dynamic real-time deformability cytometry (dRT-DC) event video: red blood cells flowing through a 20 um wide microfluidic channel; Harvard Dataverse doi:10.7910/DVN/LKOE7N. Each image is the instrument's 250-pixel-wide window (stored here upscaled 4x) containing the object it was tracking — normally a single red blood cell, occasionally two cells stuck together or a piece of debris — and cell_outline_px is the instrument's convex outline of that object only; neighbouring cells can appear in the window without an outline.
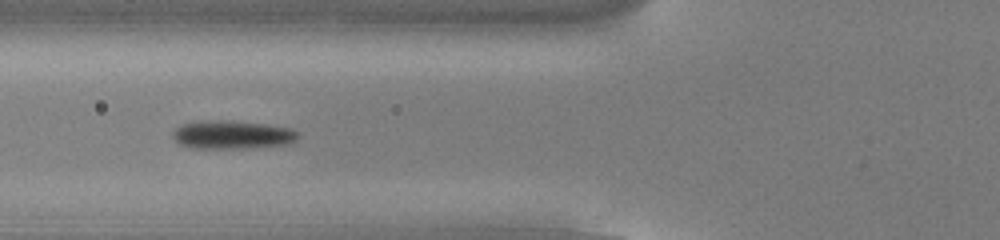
{"species": "common noctule bat (a hibernating species)", "species_latin": "Nyctalus noctula", "temperature_condition": "cold", "stored_images_in_passage": 39, "camera_frame_rate_fps": 3000, "um_per_image_px": 0.085, "animal": {"sex": "male", "body_mass_g": 13.0, "forearm_length_mm": 53.1}, "frame": {"image": 1, "passage_image": 6, "time_ms": 1.667, "image_size_px": [1000, 240], "cell_outline_px": [[300, 132], [296, 140], [288, 144], [244, 148], [192, 148], [180, 144], [172, 136], [172, 132], [176, 128], [184, 124], [212, 120], [232, 120], [264, 124], [292, 128]], "centroid_in_image_um": [19.78, 11.45], "position_along_channel_um": 106.0, "area_um2": 20.63}}
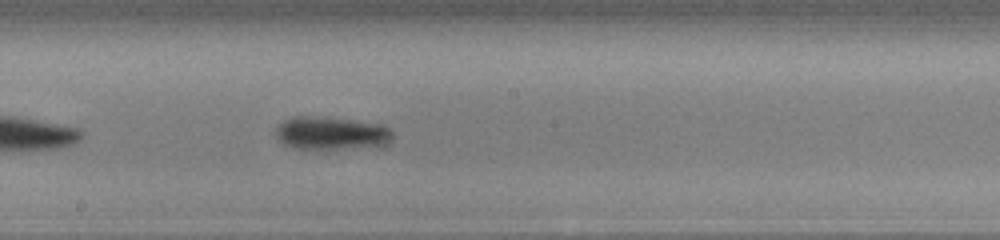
{"frame": {"image": 2, "passage_image": 15, "time_ms": 4.667, "image_size_px": [1000, 240], "cell_outline_px": [[392, 136], [380, 148], [292, 148], [284, 144], [276, 136], [276, 128], [284, 120], [296, 116], [304, 116], [348, 120], [380, 124], [388, 128], [392, 132]], "centroid_in_image_um": [28.16, 11.34], "position_along_channel_um": 220.0, "area_um2": 22.08}}
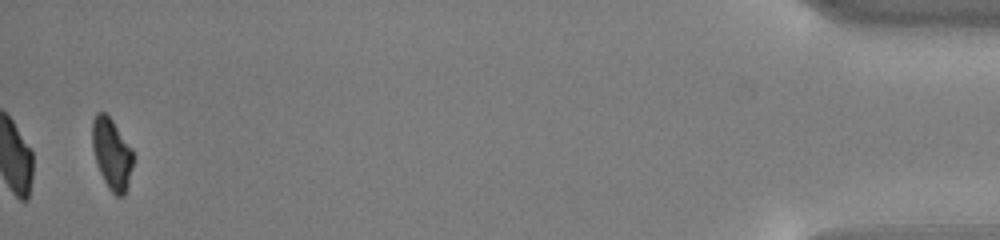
{"frame": {"image": 3, "passage_image": 38, "time_ms": 12.333, "image_size_px": [1000, 240], "cell_outline_px": [[132, 168], [128, 184], [124, 196], [116, 196], [108, 188], [96, 164], [92, 148], [92, 120], [96, 112], [104, 112], [112, 120], [132, 148]], "centroid_in_image_um": [9.48, 13.07], "position_along_channel_um": 425.7, "area_um2": 16.88}, "authors_computed_cell_mechanics": {"area_um2": 19.941, "velocity_mm_per_s": 3.8112, "shape_relaxation_time_tau1_ms": 1.7296, "shape_relaxation_time_tau2_ms": null, "deformation_change_tau1": 0.1099, "deformation_change_tau2": null}}